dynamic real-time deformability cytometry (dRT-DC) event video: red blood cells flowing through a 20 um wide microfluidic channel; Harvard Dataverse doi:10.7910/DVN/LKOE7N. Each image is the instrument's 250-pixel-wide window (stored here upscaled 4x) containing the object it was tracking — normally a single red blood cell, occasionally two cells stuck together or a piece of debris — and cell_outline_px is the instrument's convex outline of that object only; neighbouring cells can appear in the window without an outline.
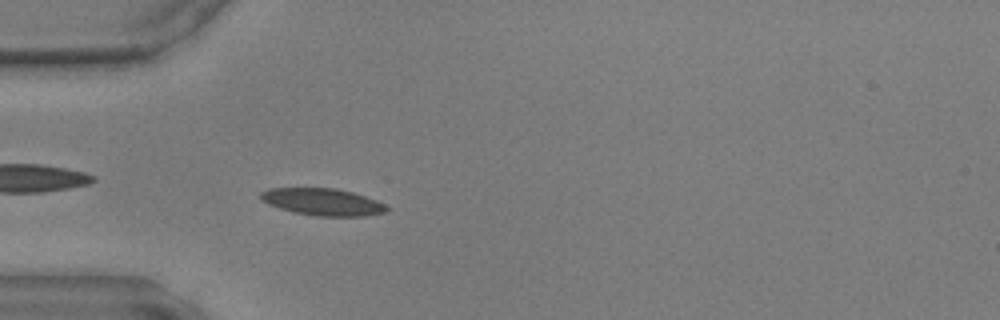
{"species": "common noctule bat (a hibernating species)", "species_latin": "Nyctalus noctula", "temperature_condition": "warm", "stored_images_in_passage": 47, "camera_frame_rate_fps": 3000, "um_per_image_px": 0.085, "animal": {"sex": "male", "body_mass_g": 17.9, "forearm_length_mm": 54.2}, "frame": {"image": 1, "passage_image": 14, "time_ms": 4.333, "image_size_px": [1000, 320], "cell_outline_px": [[388, 212], [364, 216], [316, 216], [292, 212], [268, 204], [260, 200], [260, 192], [268, 188], [336, 188], [352, 192], [376, 200], [384, 204], [388, 208]], "centroid_in_image_um": [27.4, 17.16], "position_along_channel_um": 57.6, "area_um2": 19.94}}
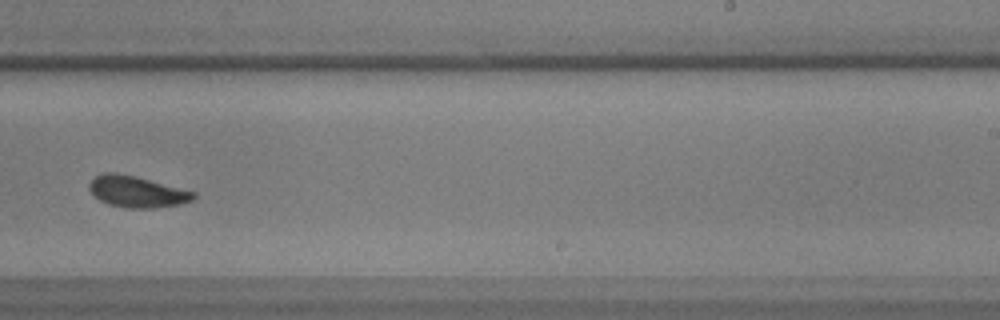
{"frame": {"image": 2, "passage_image": 30, "time_ms": 9.667, "image_size_px": [1000, 320], "cell_outline_px": [[196, 196], [192, 200], [180, 204], [152, 208], [124, 208], [108, 204], [100, 200], [88, 188], [88, 184], [96, 176], [104, 172], [116, 172], [136, 176], [196, 192]], "centroid_in_image_um": [11.63, 16.29], "position_along_channel_um": 277.4, "area_um2": 19.02}}
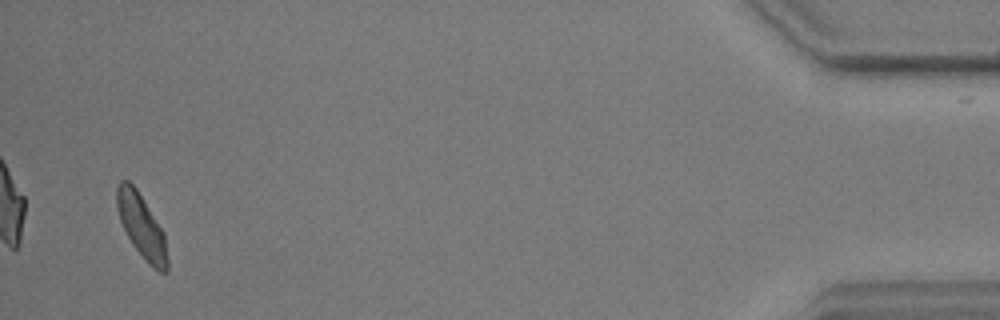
{"frame": {"image": 3, "passage_image": 46, "time_ms": 15.0, "image_size_px": [1000, 320], "cell_outline_px": [[168, 272], [160, 272], [152, 268], [132, 244], [120, 220], [116, 208], [116, 188], [120, 180], [128, 180], [136, 188], [164, 232], [168, 260]], "centroid_in_image_um": [12.03, 19.23], "position_along_channel_um": 423.2, "area_um2": 18.67}}